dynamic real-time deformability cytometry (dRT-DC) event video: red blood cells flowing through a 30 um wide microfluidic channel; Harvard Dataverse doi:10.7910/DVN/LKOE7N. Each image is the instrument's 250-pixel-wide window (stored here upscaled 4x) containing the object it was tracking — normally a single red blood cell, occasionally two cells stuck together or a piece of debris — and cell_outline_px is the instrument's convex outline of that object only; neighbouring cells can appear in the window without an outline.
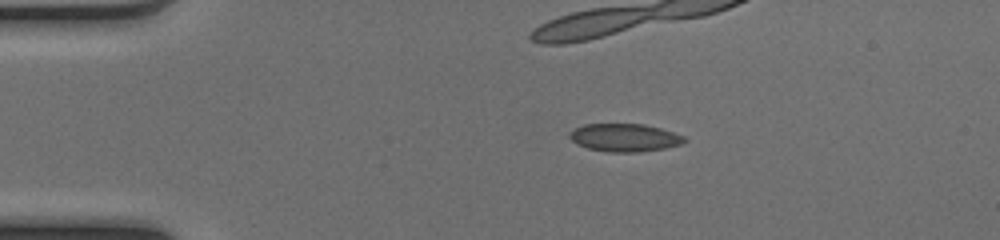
{"species": "common noctule bat (a hibernating species)", "species_latin": "Nyctalus noctula", "temperature_condition": "cold", "stored_images_in_passage": 20, "camera_frame_rate_fps": 3000, "um_per_image_px": 0.085, "animal": {"sex": "female", "body_mass_g": 17.0, "forearm_length_mm": 48.0}, "frame": {"image": 1, "passage_image": 9, "time_ms": 2.667, "image_size_px": [1000, 240], "cell_outline_px": [[688, 140], [684, 144], [664, 148], [640, 152], [608, 152], [588, 148], [572, 140], [568, 136], [576, 128], [584, 124], [640, 124], [660, 128], [684, 136]], "centroid_in_image_um": [53.14, 11.7], "position_along_channel_um": 31.9, "area_um2": 18.5}}